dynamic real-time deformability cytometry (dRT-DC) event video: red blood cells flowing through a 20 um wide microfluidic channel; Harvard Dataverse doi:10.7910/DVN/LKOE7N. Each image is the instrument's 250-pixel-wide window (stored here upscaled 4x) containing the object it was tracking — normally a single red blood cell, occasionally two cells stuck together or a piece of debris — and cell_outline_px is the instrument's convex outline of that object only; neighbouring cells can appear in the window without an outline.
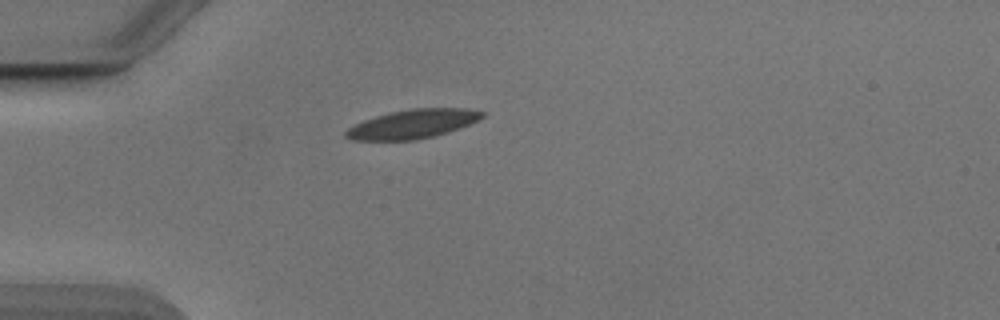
{"species": "Egyptian fruit bat (a non-hibernating species)", "species_latin": "Rousettus aegyptiacus", "temperature_condition": "cold", "stored_images_in_passage": 39, "camera_frame_rate_fps": 3000, "um_per_image_px": 0.085, "animal": {"sex": "male"}, "frame": {"image": 1, "passage_image": 1, "time_ms": 0.0, "image_size_px": [1000, 320], "cell_outline_px": [[484, 116], [468, 124], [448, 132], [416, 140], [352, 140], [344, 136], [344, 132], [348, 128], [364, 120], [376, 116], [392, 112], [412, 108], [468, 108], [484, 112]], "centroid_in_image_um": [35.06, 10.54], "position_along_channel_um": 49.9, "area_um2": 22.72}}
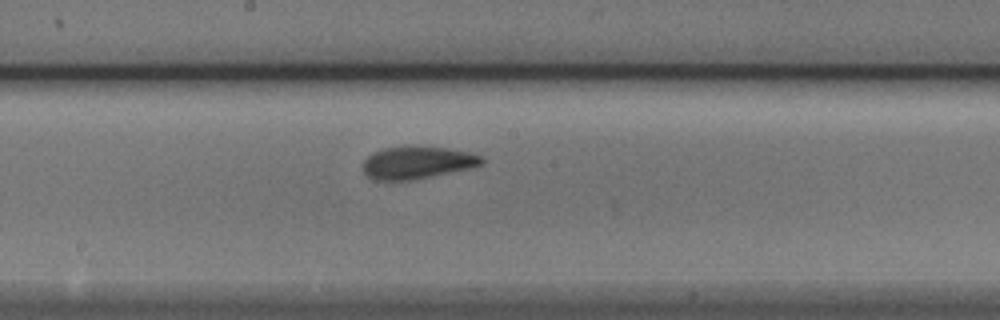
{"frame": {"image": 2, "passage_image": 15, "time_ms": 4.667, "image_size_px": [1000, 320], "cell_outline_px": [[484, 164], [468, 168], [412, 180], [372, 180], [364, 172], [360, 164], [372, 152], [384, 148], [404, 144], [448, 148], [468, 152], [484, 156]], "centroid_in_image_um": [35.42, 13.79], "position_along_channel_um": 212.8, "area_um2": 22.95}}
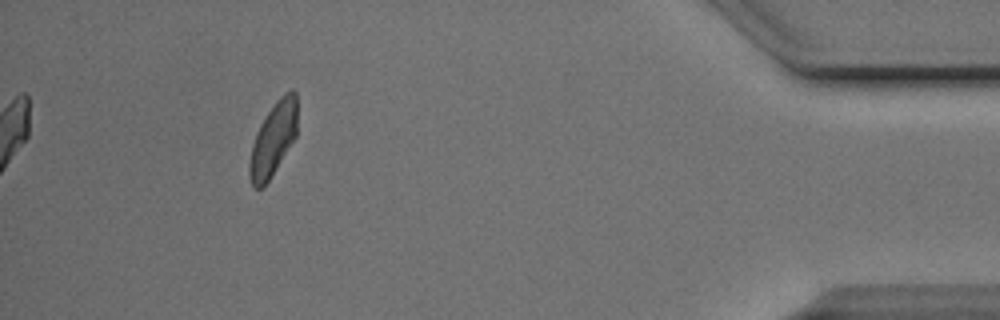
{"frame": {"image": 3, "passage_image": 35, "time_ms": 11.333, "image_size_px": [1000, 320], "cell_outline_px": [[296, 136], [268, 180], [260, 188], [256, 188], [252, 184], [248, 172], [248, 164], [252, 144], [256, 132], [264, 116], [276, 100], [284, 92], [292, 88], [296, 92]], "centroid_in_image_um": [23.2, 11.77], "position_along_channel_um": 412.0, "area_um2": 20.23}, "authors_computed_cell_mechanics": {"area_um2": 22.0796, "velocity_mm_per_s": 3.8482, "shape_relaxation_time_tau1_ms": 5.4038, "shape_relaxation_time_tau2_ms": 1.5409, "deformation_change_tau1": 0.1438, "deformation_change_tau2": 0.0614}}